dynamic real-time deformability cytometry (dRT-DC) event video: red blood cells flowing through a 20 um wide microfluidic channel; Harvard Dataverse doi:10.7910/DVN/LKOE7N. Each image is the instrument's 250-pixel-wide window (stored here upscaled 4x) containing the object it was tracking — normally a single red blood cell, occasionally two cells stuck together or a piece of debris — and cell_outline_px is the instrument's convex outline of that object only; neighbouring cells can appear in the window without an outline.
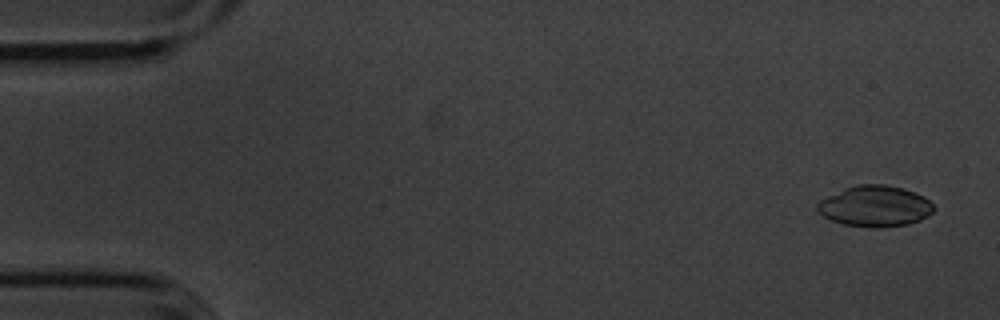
{"species": "common noctule bat (a hibernating species)", "species_latin": "Nyctalus noctula", "temperature_condition": "cold", "stored_images_in_passage": 8, "camera_frame_rate_fps": 3000, "um_per_image_px": 0.085, "animal": {"sex": "male", "body_mass_g": 20.1, "forearm_length_mm": 53.5}, "frame": {"image": 1, "passage_image": 1, "time_ms": 0.0, "image_size_px": [1000, 320], "cell_outline_px": [[932, 212], [920, 220], [908, 224], [880, 228], [868, 228], [844, 224], [832, 220], [824, 216], [816, 208], [816, 204], [820, 200], [844, 188], [856, 184], [884, 184], [904, 188], [924, 196], [932, 204]], "centroid_in_image_um": [74.36, 17.52], "position_along_channel_um": 10.6, "area_um2": 27.74}}